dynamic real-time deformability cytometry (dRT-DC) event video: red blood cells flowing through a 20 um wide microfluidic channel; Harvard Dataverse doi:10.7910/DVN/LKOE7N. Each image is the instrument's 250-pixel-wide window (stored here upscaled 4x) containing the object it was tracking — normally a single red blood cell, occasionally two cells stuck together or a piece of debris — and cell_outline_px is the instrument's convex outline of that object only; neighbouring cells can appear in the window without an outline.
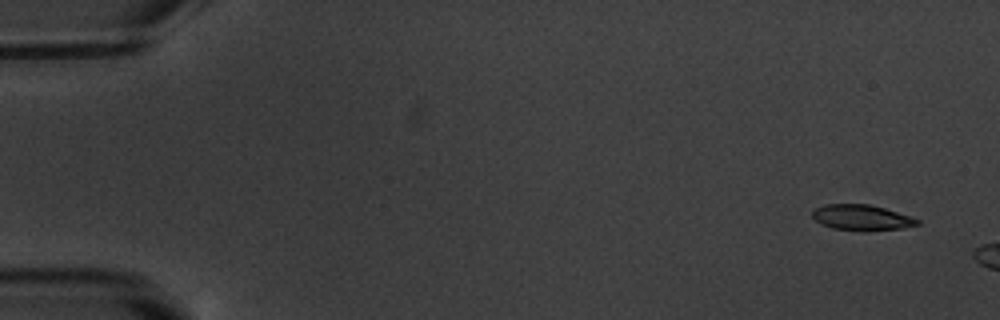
{"species": "common noctule bat (a hibernating species)", "species_latin": "Nyctalus noctula", "temperature_condition": "warm", "stored_images_in_passage": 3, "camera_frame_rate_fps": 3000, "um_per_image_px": 0.085, "animal": {"sex": "male", "body_mass_g": 20.1, "forearm_length_mm": 53.5}, "frame": {"image": 1, "passage_image": 1, "time_ms": 0.0, "image_size_px": [1000, 320], "cell_outline_px": [[920, 224], [904, 228], [868, 232], [860, 232], [832, 228], [816, 220], [812, 216], [812, 212], [816, 208], [824, 204], [868, 204], [884, 208], [912, 216], [920, 220]], "centroid_in_image_um": [73.29, 18.51], "position_along_channel_um": 11.7, "area_um2": 15.95}}